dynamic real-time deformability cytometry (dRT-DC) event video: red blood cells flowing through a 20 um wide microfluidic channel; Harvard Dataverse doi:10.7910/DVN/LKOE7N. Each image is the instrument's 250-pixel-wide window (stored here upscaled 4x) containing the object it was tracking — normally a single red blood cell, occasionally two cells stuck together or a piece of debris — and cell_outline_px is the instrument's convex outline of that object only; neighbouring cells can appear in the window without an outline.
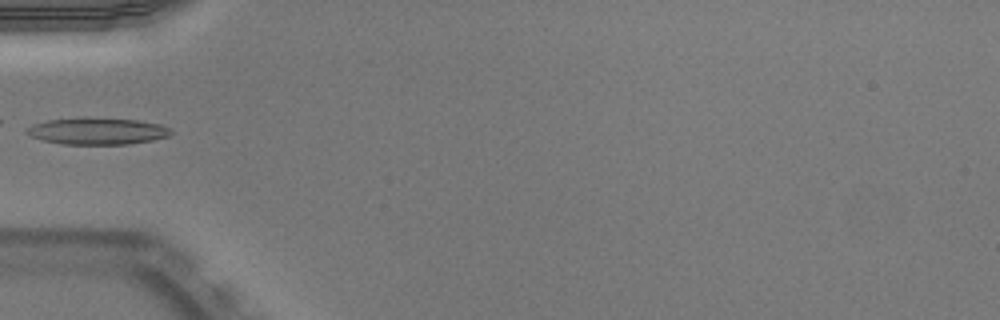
{"species": "Egyptian fruit bat (a non-hibernating species)", "species_latin": "Rousettus aegyptiacus", "temperature_condition": "warm", "stored_images_in_passage": 32, "camera_frame_rate_fps": 3000, "um_per_image_px": 0.085, "animal": {"sex": "male"}, "frame": {"image": 1, "passage_image": 1, "time_ms": 0.0, "image_size_px": [1000, 320], "cell_outline_px": [[172, 132], [168, 136], [152, 140], [128, 144], [64, 144], [44, 140], [32, 136], [24, 132], [24, 128], [32, 124], [48, 120], [84, 116], [136, 120], [160, 124], [168, 128]], "centroid_in_image_um": [8.22, 11.12], "position_along_channel_um": 76.8, "area_um2": 22.66}}